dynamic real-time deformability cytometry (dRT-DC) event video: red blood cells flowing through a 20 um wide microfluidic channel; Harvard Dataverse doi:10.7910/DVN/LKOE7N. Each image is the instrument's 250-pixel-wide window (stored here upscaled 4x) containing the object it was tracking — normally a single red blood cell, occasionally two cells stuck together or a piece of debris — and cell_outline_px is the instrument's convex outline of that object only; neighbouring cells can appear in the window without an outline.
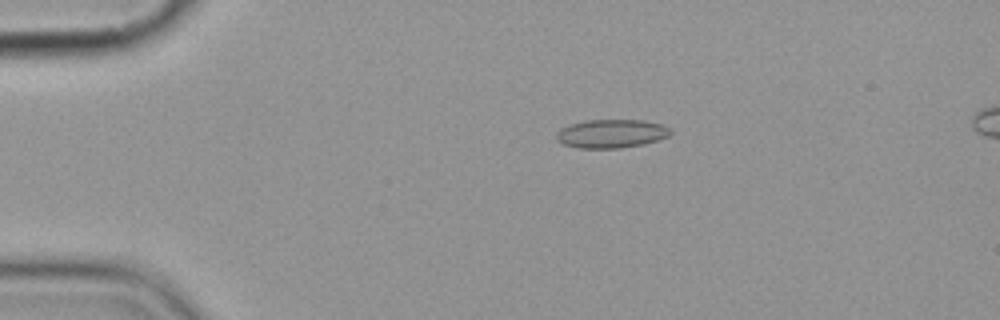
{"species": "common noctule bat (a hibernating species)", "species_latin": "Nyctalus noctula", "temperature_condition": "cold", "stored_images_in_passage": 6, "camera_frame_rate_fps": 3000, "um_per_image_px": 0.085, "animal": {"sex": "female", "body_mass_g": 19.9}, "frame": {"image": 1, "passage_image": 4, "time_ms": 3.667, "image_size_px": [1000, 320], "cell_outline_px": [[672, 132], [668, 136], [644, 144], [620, 148], [580, 148], [564, 144], [556, 140], [556, 132], [560, 128], [572, 124], [588, 120], [644, 120], [664, 124]], "centroid_in_image_um": [51.97, 11.35], "position_along_channel_um": 33.0, "area_um2": 18.96}}
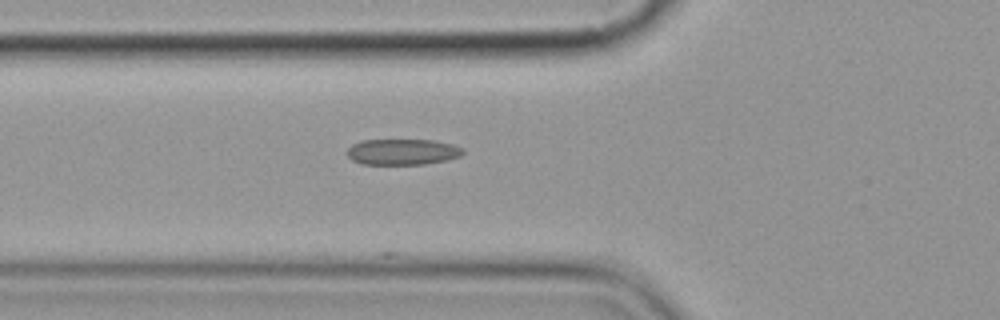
{"frame": {"image": 2, "passage_image": 6, "time_ms": 6.667, "image_size_px": [1000, 320], "cell_outline_px": [[464, 152], [460, 156], [448, 160], [424, 164], [364, 164], [352, 160], [348, 156], [348, 148], [352, 144], [360, 140], [432, 140], [452, 144], [464, 148]], "centroid_in_image_um": [34.23, 12.9], "position_along_channel_um": 91.6, "area_um2": 17.51}}